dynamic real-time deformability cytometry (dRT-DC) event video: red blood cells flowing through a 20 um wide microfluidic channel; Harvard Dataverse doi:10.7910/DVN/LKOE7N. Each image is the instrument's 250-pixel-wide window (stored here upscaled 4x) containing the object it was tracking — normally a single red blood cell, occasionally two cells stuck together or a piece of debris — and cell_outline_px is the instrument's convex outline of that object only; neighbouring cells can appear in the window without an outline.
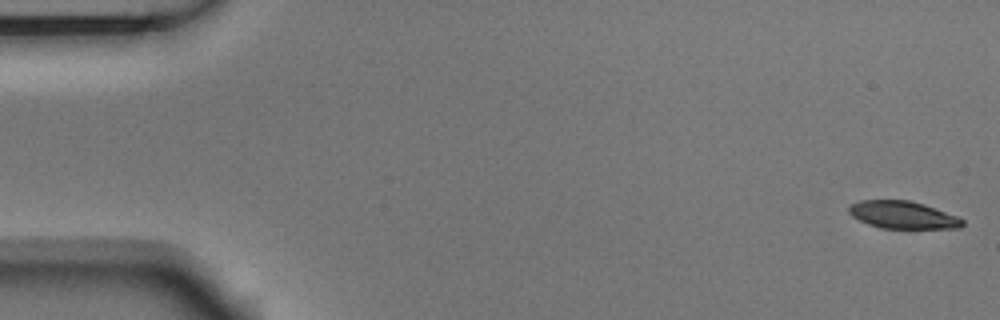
{"species": "Egyptian fruit bat (a non-hibernating species)", "species_latin": "Rousettus aegyptiacus", "temperature_condition": "room temperature", "stored_images_in_passage": 9, "camera_frame_rate_fps": 3000, "um_per_image_px": 0.085, "animal": {"sex": "male"}, "frame": {"image": 1, "passage_image": 1, "time_ms": 0.0, "image_size_px": [1000, 320], "cell_outline_px": [[964, 224], [960, 228], [880, 228], [868, 224], [852, 216], [848, 212], [848, 208], [852, 204], [860, 200], [908, 200], [924, 204], [956, 216], [964, 220]], "centroid_in_image_um": [76.72, 18.27], "position_along_channel_um": 8.3, "area_um2": 18.03}}
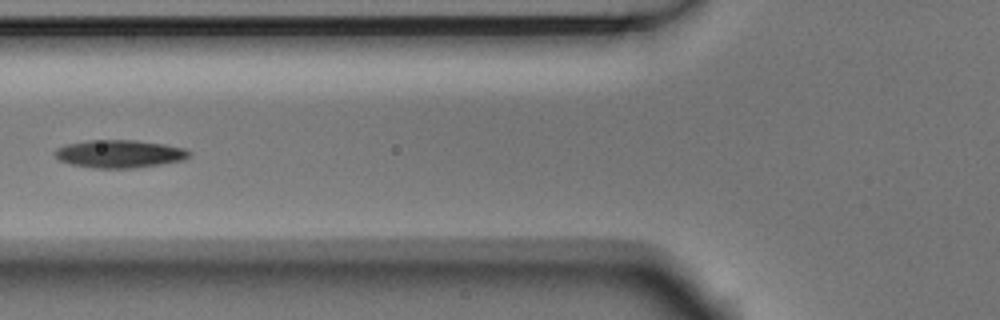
{"frame": {"image": 2, "passage_image": 6, "time_ms": 1.667, "image_size_px": [1000, 320], "cell_outline_px": [[192, 152], [184, 160], [160, 164], [132, 168], [92, 168], [72, 164], [60, 160], [52, 152], [56, 148], [64, 144], [88, 140], [136, 140], [164, 144], [184, 148]], "centroid_in_image_um": [10.13, 13.07], "position_along_channel_um": 115.7, "area_um2": 21.85}}
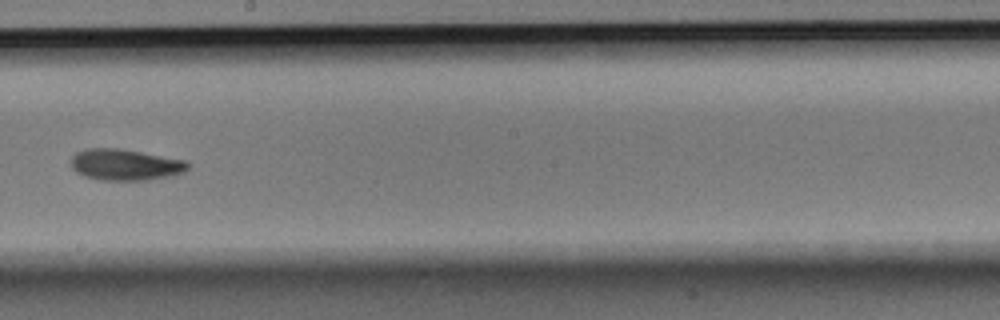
{"frame": {"image": 3, "passage_image": 9, "time_ms": 2.667, "image_size_px": [1000, 320], "cell_outline_px": [[188, 168], [184, 172], [172, 176], [148, 180], [100, 180], [84, 176], [76, 172], [72, 168], [72, 156], [76, 152], [88, 148], [120, 148], [188, 160]], "centroid_in_image_um": [10.67, 14.0], "position_along_channel_um": 237.5, "area_um2": 21.5}}